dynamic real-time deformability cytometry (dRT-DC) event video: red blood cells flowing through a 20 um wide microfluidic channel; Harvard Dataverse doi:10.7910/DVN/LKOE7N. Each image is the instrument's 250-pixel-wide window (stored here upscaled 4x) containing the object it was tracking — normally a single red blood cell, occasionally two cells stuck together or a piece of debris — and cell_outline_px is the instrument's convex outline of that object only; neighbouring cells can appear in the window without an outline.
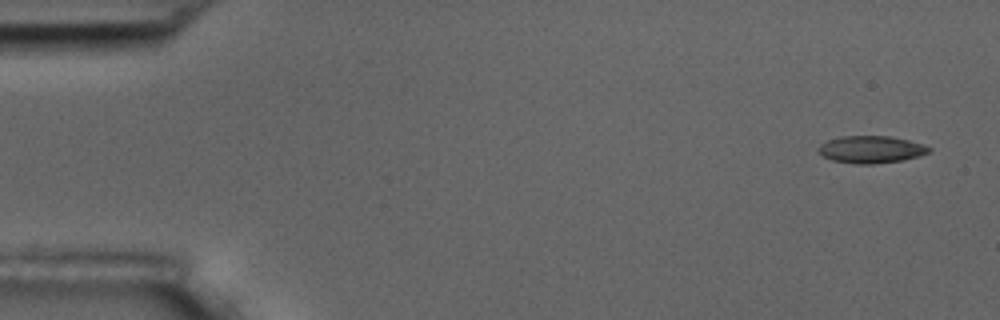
{"species": "common noctule bat (a hibernating species)", "species_latin": "Nyctalus noctula", "temperature_condition": "room temperature", "stored_images_in_passage": 5, "camera_frame_rate_fps": 3000, "um_per_image_px": 0.085, "animal": {"sex": "male", "body_mass_g": 17.5, "forearm_length_mm": 52.3}, "frame": {"image": 1, "passage_image": 1, "time_ms": 0.0, "image_size_px": [1000, 320], "cell_outline_px": [[932, 148], [928, 152], [920, 156], [900, 160], [872, 164], [852, 164], [832, 160], [824, 156], [816, 148], [820, 144], [828, 140], [840, 136], [892, 136], [908, 140]], "centroid_in_image_um": [74.0, 12.7], "position_along_channel_um": 11.0, "area_um2": 17.46}}
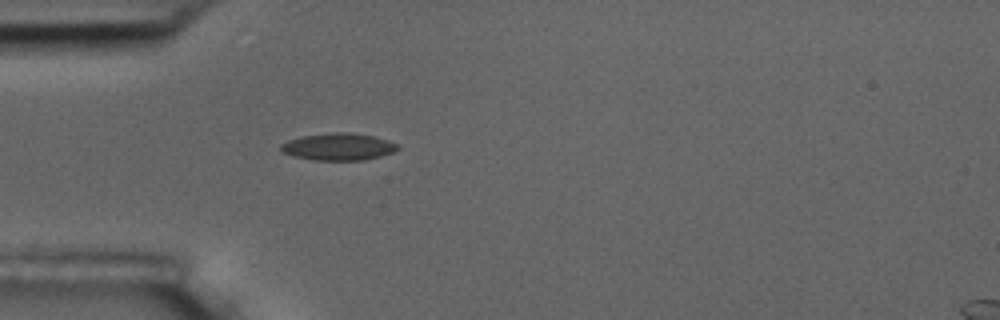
{"frame": {"image": 2, "passage_image": 5, "time_ms": 4.667, "image_size_px": [1000, 320], "cell_outline_px": [[400, 148], [392, 152], [380, 156], [364, 160], [316, 160], [292, 156], [280, 152], [280, 144], [288, 140], [300, 136], [332, 132], [352, 132], [372, 136], [388, 140], [400, 144]], "centroid_in_image_um": [28.74, 12.46], "position_along_channel_um": 56.3, "area_um2": 18.67}}